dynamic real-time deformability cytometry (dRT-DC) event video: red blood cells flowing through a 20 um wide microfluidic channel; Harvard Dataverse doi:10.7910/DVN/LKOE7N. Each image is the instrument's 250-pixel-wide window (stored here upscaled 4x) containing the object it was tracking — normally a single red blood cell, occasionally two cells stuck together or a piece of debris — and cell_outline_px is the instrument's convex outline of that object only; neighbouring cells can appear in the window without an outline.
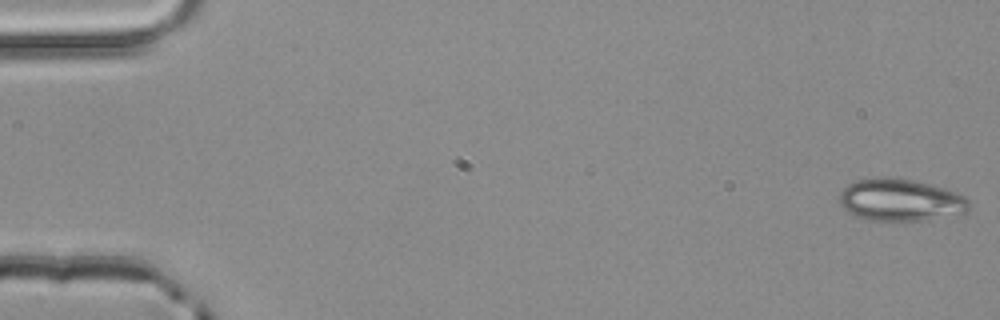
{"species": "common noctule bat (a hibernating species)", "species_latin": "Nyctalus noctula", "temperature_condition": "room temperature", "stored_images_in_passage": 4, "camera_frame_rate_fps": 3000, "um_per_image_px": 0.085, "animal": {"sex": "male", "body_mass_g": 20.4}, "frame": {"image": 1, "passage_image": 1, "time_ms": 0.0, "image_size_px": [1000, 320], "cell_outline_px": [[968, 212], [924, 220], [868, 220], [856, 216], [844, 208], [840, 204], [840, 192], [848, 184], [856, 180], [880, 176], [888, 176], [916, 180], [932, 184], [956, 192], [964, 196], [968, 200]], "centroid_in_image_um": [76.53, 16.97], "position_along_channel_um": 8.5, "area_um2": 31.91}}